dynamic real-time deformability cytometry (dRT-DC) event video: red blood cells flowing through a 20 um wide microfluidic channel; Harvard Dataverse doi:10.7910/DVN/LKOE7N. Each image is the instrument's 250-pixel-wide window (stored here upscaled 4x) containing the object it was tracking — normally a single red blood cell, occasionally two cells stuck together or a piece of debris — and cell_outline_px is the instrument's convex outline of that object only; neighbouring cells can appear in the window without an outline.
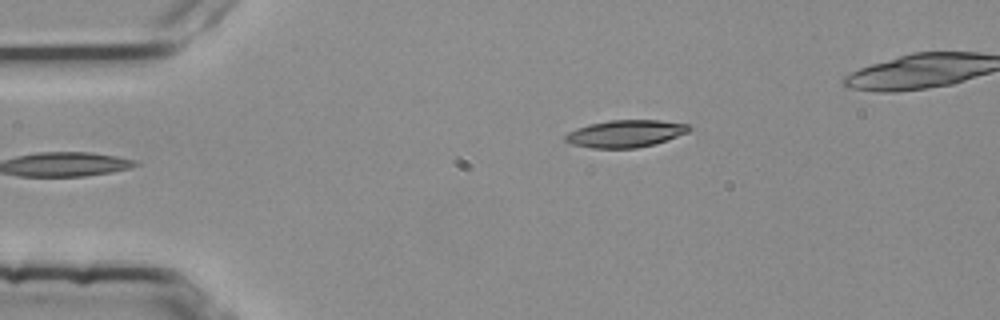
{"species": "common noctule bat (a hibernating species)", "species_latin": "Nyctalus noctula", "temperature_condition": "room temperature", "stored_images_in_passage": 2, "camera_frame_rate_fps": 3000, "um_per_image_px": 0.085, "animal": {"sex": "female", "body_mass_g": 25.1}, "frame": {"image": 1, "passage_image": 2, "time_ms": 0.333, "image_size_px": [1000, 320], "cell_outline_px": [[692, 128], [688, 132], [652, 144], [636, 148], [592, 148], [572, 144], [564, 140], [564, 136], [568, 132], [576, 128], [588, 124], [608, 120], [660, 120], [688, 124]], "centroid_in_image_um": [53.12, 11.34], "position_along_channel_um": 31.9, "area_um2": 19.54}}